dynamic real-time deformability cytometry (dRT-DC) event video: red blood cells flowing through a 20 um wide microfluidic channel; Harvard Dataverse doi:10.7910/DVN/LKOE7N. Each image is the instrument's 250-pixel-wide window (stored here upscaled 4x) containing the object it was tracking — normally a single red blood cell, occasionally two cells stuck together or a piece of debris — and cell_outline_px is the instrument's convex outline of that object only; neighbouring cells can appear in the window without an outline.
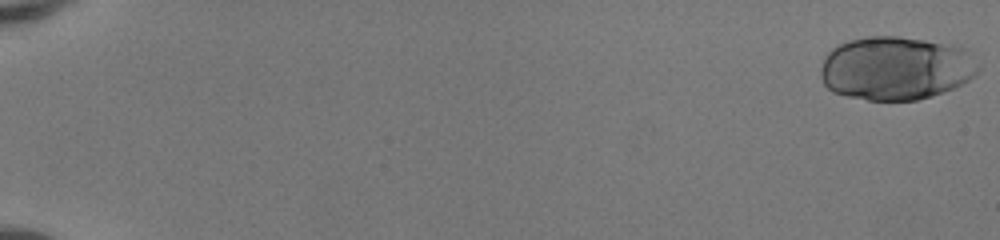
{"species": "human", "species_latin": "Homo sapiens", "temperature_condition": "room temperature", "stored_images_in_passage": 51, "camera_frame_rate_fps": 3000, "um_per_image_px": 0.085, "donor": {"sex": "female"}, "frame": {"image": 1, "passage_image": 1, "time_ms": 0.0, "image_size_px": [1000, 240], "cell_outline_px": [[980, 68], [976, 76], [952, 88], [932, 96], [916, 100], [868, 100], [848, 96], [832, 92], [824, 84], [820, 76], [820, 68], [824, 56], [832, 48], [848, 40], [868, 36], [900, 36], [924, 40], [968, 48]], "centroid_in_image_um": [76.13, 5.79], "position_along_channel_um": 8.9, "area_um2": 58.72}}
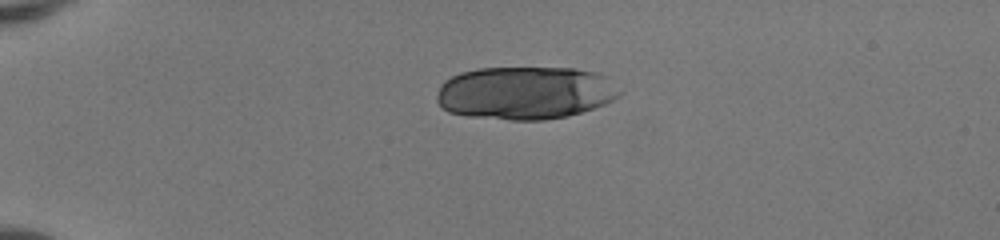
{"frame": {"image": 2, "passage_image": 14, "time_ms": 4.333, "image_size_px": [1000, 240], "cell_outline_px": [[620, 96], [604, 104], [568, 116], [544, 120], [508, 120], [468, 116], [448, 112], [436, 100], [436, 92], [440, 84], [444, 80], [460, 72], [480, 68], [576, 68], [592, 72], [604, 76], [620, 92]], "centroid_in_image_um": [44.57, 7.9], "position_along_channel_um": 40.4, "area_um2": 56.41}}